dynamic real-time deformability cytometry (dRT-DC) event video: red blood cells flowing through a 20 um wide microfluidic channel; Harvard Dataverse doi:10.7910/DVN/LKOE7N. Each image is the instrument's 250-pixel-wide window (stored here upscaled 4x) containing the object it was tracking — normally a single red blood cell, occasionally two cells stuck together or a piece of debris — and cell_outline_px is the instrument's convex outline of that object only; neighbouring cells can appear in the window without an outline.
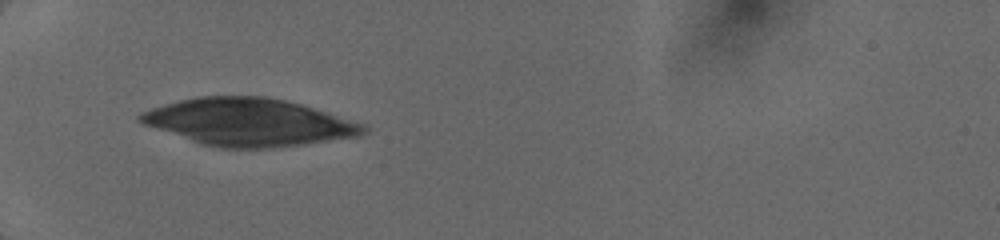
{"species": "human", "species_latin": "Homo sapiens", "temperature_condition": "cold", "stored_images_in_passage": 2, "camera_frame_rate_fps": 3000, "um_per_image_px": 0.085, "donor": {"sex": "female"}, "frame": {"image": 1, "passage_image": 1, "time_ms": 0.0, "image_size_px": [1000, 240], "cell_outline_px": [[368, 132], [360, 136], [304, 144], [272, 148], [220, 148], [200, 144], [144, 124], [136, 120], [136, 116], [152, 108], [180, 100], [200, 96], [264, 96], [284, 100], [300, 104], [368, 124]], "centroid_in_image_um": [21.19, 10.39], "position_along_channel_um": 63.8, "area_um2": 61.61}}